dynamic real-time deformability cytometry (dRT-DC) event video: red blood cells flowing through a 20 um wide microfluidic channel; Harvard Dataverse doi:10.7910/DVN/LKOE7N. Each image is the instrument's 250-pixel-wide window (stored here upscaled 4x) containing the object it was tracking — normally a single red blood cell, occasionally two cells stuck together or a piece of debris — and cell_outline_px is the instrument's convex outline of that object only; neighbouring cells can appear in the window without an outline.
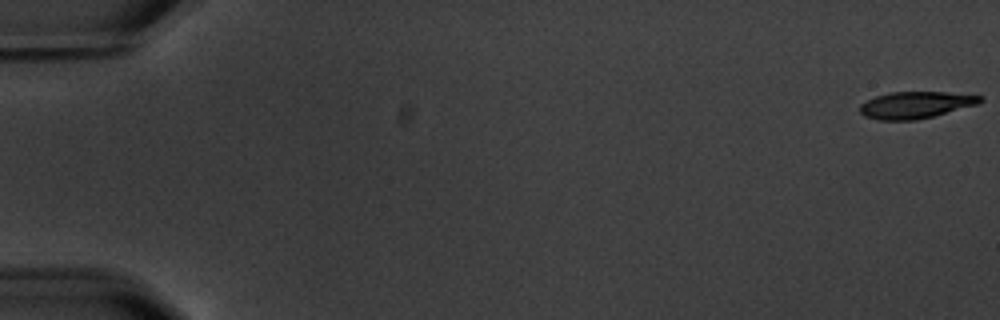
{"species": "common noctule bat (a hibernating species)", "species_latin": "Nyctalus noctula", "temperature_condition": "warm", "stored_images_in_passage": 6, "camera_frame_rate_fps": 3000, "um_per_image_px": 0.085, "animal": {"sex": "male", "body_mass_g": 20.1, "forearm_length_mm": 53.5}, "frame": {"image": 1, "passage_image": 1, "time_ms": 0.0, "image_size_px": [1000, 320], "cell_outline_px": [[984, 100], [980, 104], [916, 120], [880, 120], [864, 116], [860, 112], [860, 104], [876, 96], [888, 92], [944, 92], [984, 96]], "centroid_in_image_um": [77.85, 8.91], "position_along_channel_um": 7.1, "area_um2": 18.79}}
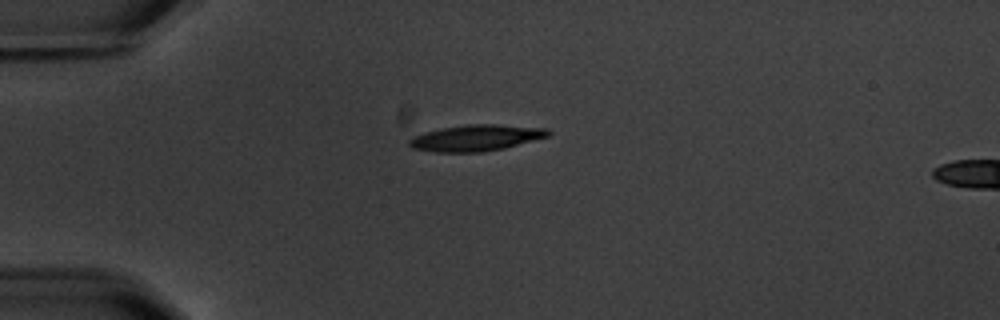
{"frame": {"image": 2, "passage_image": 5, "time_ms": 5.0, "image_size_px": [1000, 320], "cell_outline_px": [[552, 136], [504, 148], [484, 152], [436, 152], [412, 148], [408, 144], [408, 140], [412, 136], [424, 132], [444, 128], [468, 124], [496, 124], [548, 128], [552, 132]], "centroid_in_image_um": [40.51, 11.72], "position_along_channel_um": 44.5, "area_um2": 21.44}}